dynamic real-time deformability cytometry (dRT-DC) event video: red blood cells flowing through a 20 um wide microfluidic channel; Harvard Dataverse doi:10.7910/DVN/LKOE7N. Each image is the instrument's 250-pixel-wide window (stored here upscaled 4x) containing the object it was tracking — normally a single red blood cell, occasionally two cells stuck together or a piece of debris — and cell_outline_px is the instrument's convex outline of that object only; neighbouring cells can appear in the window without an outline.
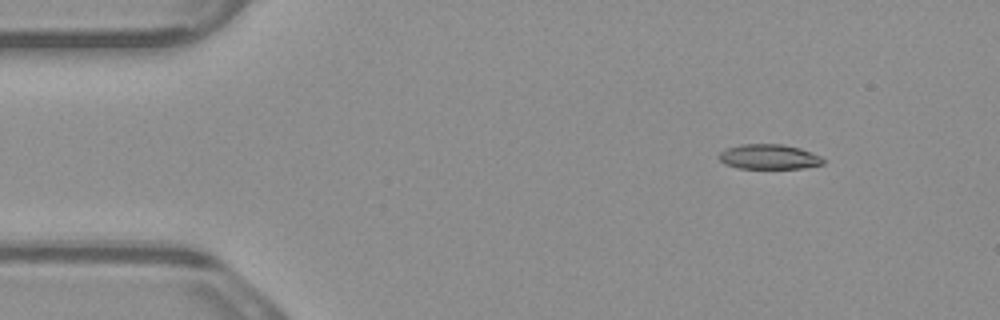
{"species": "common noctule bat (a hibernating species)", "species_latin": "Nyctalus noctula", "temperature_condition": "warm", "stored_images_in_passage": 4, "camera_frame_rate_fps": 3000, "um_per_image_px": 0.085, "animal": {"sex": "male", "body_mass_g": 23.1, "forearm_length_mm": 52.7}, "frame": {"image": 1, "passage_image": 2, "time_ms": 0.333, "image_size_px": [1000, 320], "cell_outline_px": [[824, 164], [804, 168], [740, 168], [724, 164], [716, 156], [720, 152], [728, 148], [740, 144], [784, 144], [800, 148], [820, 156], [824, 160]], "centroid_in_image_um": [65.35, 13.32], "position_along_channel_um": 19.7, "area_um2": 15.14}}